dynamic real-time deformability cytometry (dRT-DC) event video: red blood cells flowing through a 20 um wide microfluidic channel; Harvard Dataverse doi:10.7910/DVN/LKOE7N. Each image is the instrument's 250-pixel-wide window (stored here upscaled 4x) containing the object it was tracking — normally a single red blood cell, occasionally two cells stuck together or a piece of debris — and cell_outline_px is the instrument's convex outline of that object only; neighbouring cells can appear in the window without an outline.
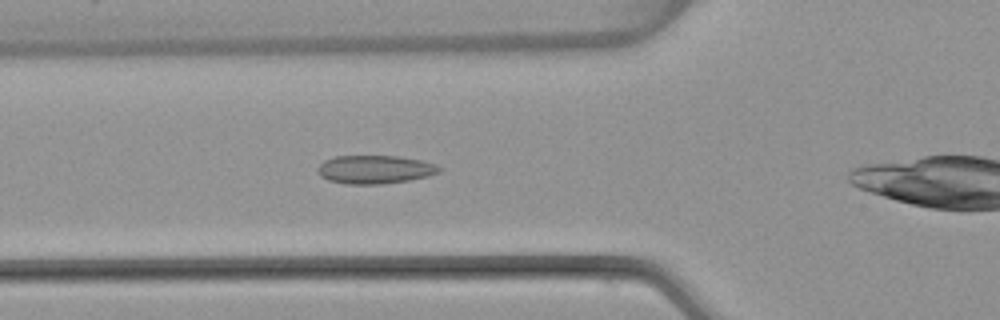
{"species": "common noctule bat (a hibernating species)", "species_latin": "Nyctalus noctula", "temperature_condition": "warm", "stored_images_in_passage": 38, "camera_frame_rate_fps": 3000, "um_per_image_px": 0.085, "animal": {"sex": "female", "body_mass_g": 22.7, "forearm_length_mm": 54.2}, "frame": {"image": 1, "passage_image": 9, "time_ms": 2.667, "image_size_px": [1000, 320], "cell_outline_px": [[440, 172], [428, 176], [408, 180], [380, 184], [344, 184], [328, 180], [320, 176], [316, 172], [316, 168], [324, 160], [336, 156], [400, 156], [420, 160], [436, 164], [440, 168]], "centroid_in_image_um": [31.82, 14.4], "position_along_channel_um": 94.0, "area_um2": 20.17}}
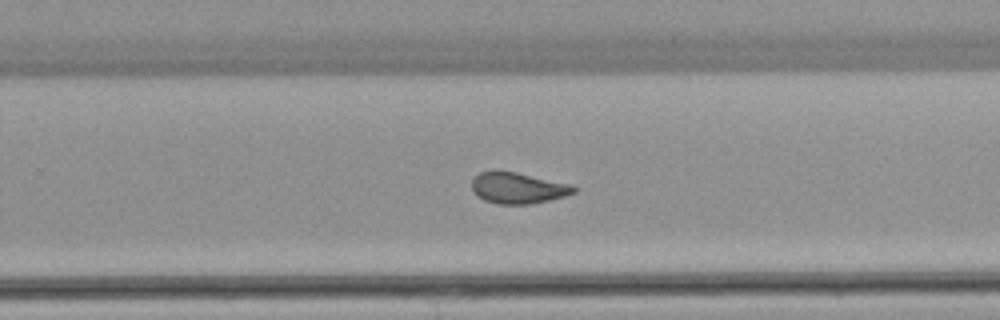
{"frame": {"image": 2, "passage_image": 24, "time_ms": 7.667, "image_size_px": [1000, 320], "cell_outline_px": [[576, 192], [564, 196], [548, 200], [528, 204], [496, 204], [484, 200], [476, 196], [472, 188], [472, 180], [480, 172], [516, 172], [572, 184], [576, 188]], "centroid_in_image_um": [44.03, 15.99], "position_along_channel_um": 285.8, "area_um2": 18.26}}
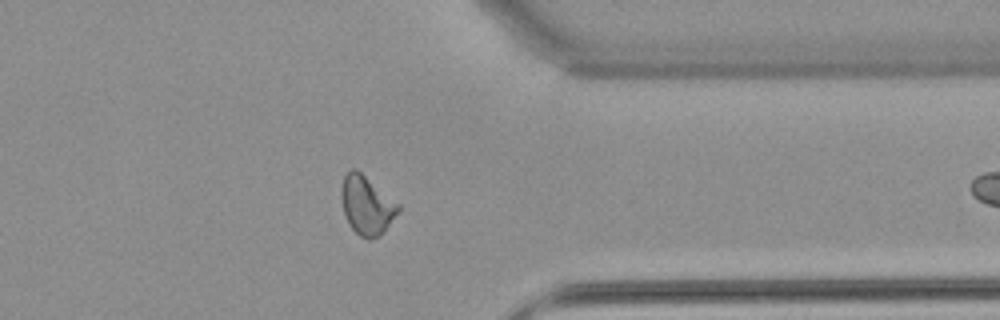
{"frame": {"image": 3, "passage_image": 32, "time_ms": 10.333, "image_size_px": [1000, 320], "cell_outline_px": [[400, 208], [388, 224], [376, 236], [368, 240], [360, 236], [348, 224], [344, 212], [340, 196], [340, 188], [344, 176], [352, 168], [356, 168], [400, 204]], "centroid_in_image_um": [31.12, 17.4], "position_along_channel_um": 380.3, "area_um2": 19.13}, "authors_computed_cell_mechanics": {"area_um2": 19.1318, "velocity_mm_per_s": 3.8358, "shape_relaxation_time_tau1_ms": null, "shape_relaxation_time_tau2_ms": 1.2798, "deformation_change_tau1": null, "deformation_change_tau2": 0.0589}}